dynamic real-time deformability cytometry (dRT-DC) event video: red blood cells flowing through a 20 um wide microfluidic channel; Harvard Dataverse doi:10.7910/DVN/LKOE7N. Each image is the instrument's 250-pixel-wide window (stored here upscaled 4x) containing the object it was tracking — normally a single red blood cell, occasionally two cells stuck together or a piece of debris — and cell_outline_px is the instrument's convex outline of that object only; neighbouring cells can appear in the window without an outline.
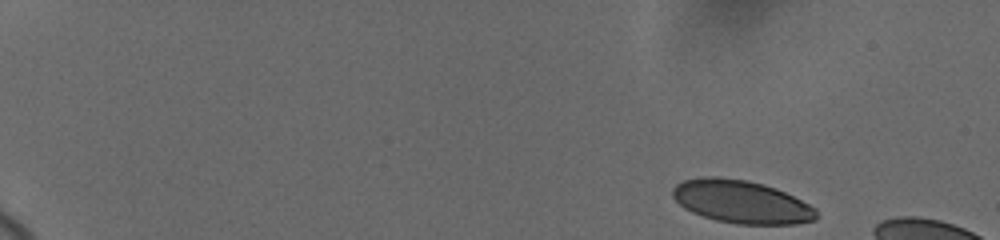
{"species": "human", "species_latin": "Homo sapiens", "temperature_condition": "cold", "stored_images_in_passage": 12, "camera_frame_rate_fps": 3000, "um_per_image_px": 0.085, "donor": {"sex": "female"}, "frame": {"image": 1, "passage_image": 1, "time_ms": 0.0, "image_size_px": [1000, 240], "cell_outline_px": [[820, 216], [816, 220], [796, 224], [736, 224], [716, 220], [692, 212], [684, 208], [672, 196], [672, 188], [676, 184], [684, 180], [704, 176], [720, 176], [748, 180], [764, 184], [776, 188], [816, 208]], "centroid_in_image_um": [63.03, 17.14], "position_along_channel_um": 22.0, "area_um2": 36.18}}